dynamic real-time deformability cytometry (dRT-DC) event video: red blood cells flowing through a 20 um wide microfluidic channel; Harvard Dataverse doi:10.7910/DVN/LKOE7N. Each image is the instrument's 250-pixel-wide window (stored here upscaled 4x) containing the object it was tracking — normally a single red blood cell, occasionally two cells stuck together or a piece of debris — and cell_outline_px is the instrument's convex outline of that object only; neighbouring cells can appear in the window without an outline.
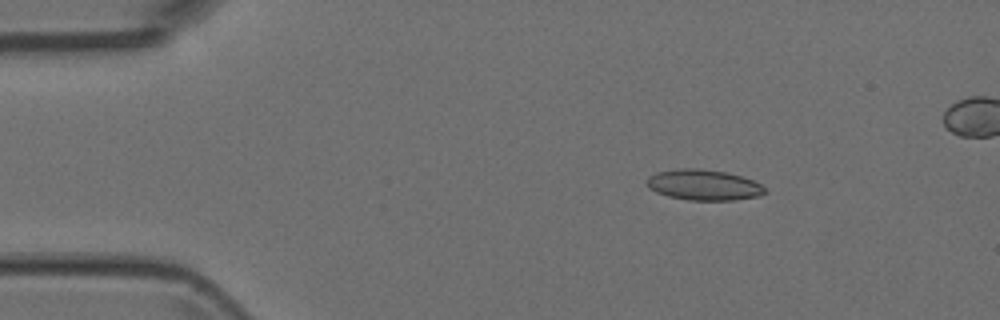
{"species": "Egyptian fruit bat (a non-hibernating species)", "species_latin": "Rousettus aegyptiacus", "temperature_condition": "room temperature", "stored_images_in_passage": 4, "camera_frame_rate_fps": 3000, "um_per_image_px": 0.085, "animal": {"sex": "female"}, "frame": {"image": 1, "passage_image": 1, "time_ms": 0.0, "image_size_px": [1000, 320], "cell_outline_px": [[764, 192], [760, 196], [732, 200], [688, 200], [668, 196], [656, 192], [648, 188], [644, 180], [648, 176], [656, 172], [680, 168], [700, 168], [728, 172], [752, 180], [760, 184], [764, 188]], "centroid_in_image_um": [59.75, 15.71], "position_along_channel_um": 25.3, "area_um2": 21.21}}